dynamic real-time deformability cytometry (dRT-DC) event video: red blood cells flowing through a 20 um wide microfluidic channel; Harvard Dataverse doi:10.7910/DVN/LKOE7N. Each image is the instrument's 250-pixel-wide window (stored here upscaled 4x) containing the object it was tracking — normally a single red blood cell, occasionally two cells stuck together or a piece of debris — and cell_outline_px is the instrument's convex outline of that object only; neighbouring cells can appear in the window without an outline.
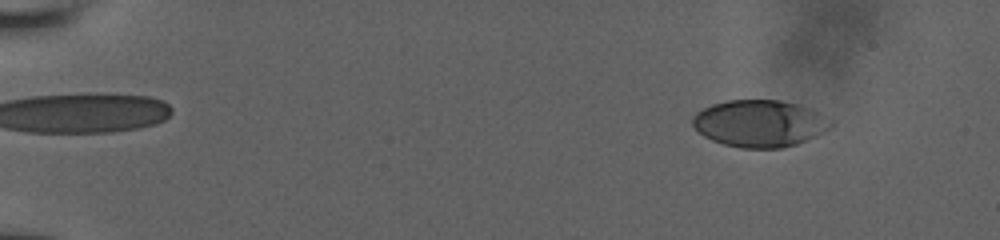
{"species": "human", "species_latin": "Homo sapiens", "temperature_condition": "room temperature", "stored_images_in_passage": 56, "camera_frame_rate_fps": 3000, "um_per_image_px": 0.085, "donor": {"sex": "male"}, "frame": {"image": 1, "passage_image": 7, "time_ms": 2.0, "image_size_px": [1000, 240], "cell_outline_px": [[832, 128], [816, 136], [796, 144], [780, 148], [740, 148], [724, 144], [712, 140], [704, 136], [692, 124], [692, 116], [696, 112], [712, 104], [728, 100], [780, 100], [796, 104], [816, 112], [832, 120]], "centroid_in_image_um": [64.56, 10.5], "position_along_channel_um": 20.4, "area_um2": 37.63}}
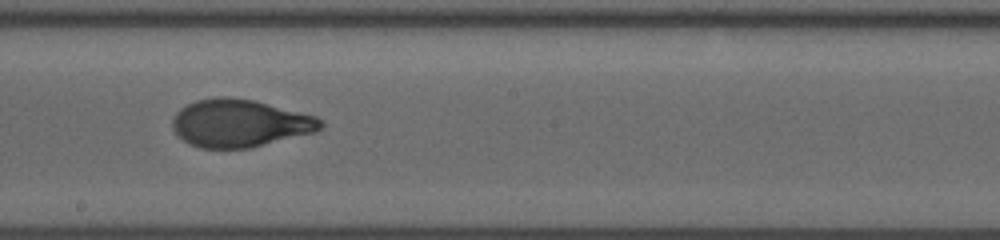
{"frame": {"image": 2, "passage_image": 34, "time_ms": 11.0, "image_size_px": [1000, 240], "cell_outline_px": [[324, 124], [316, 132], [252, 148], [200, 148], [188, 144], [172, 128], [172, 120], [176, 112], [180, 108], [196, 100], [220, 96], [228, 96], [256, 100], [316, 116], [324, 120]], "centroid_in_image_um": [20.41, 10.47], "position_along_channel_um": 227.8, "area_um2": 41.56}}
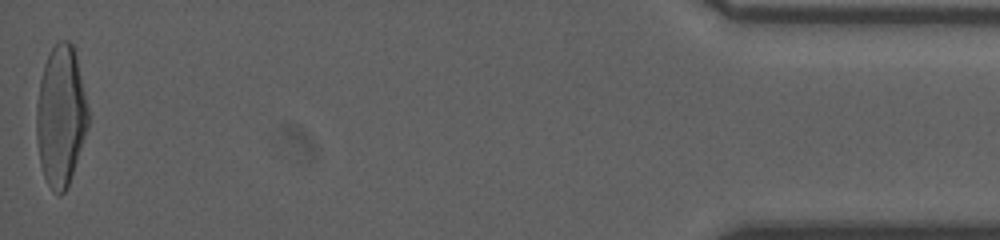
{"frame": {"image": 3, "passage_image": 56, "time_ms": 18.333, "image_size_px": [1000, 240], "cell_outline_px": [[88, 128], [68, 184], [64, 192], [60, 196], [52, 192], [44, 176], [40, 164], [36, 140], [36, 104], [40, 80], [44, 64], [52, 48], [60, 40], [68, 40], [72, 44], [76, 56], [88, 108]], "centroid_in_image_um": [5.15, 9.88], "position_along_channel_um": 430.1, "area_um2": 42.14}, "authors_computed_cell_mechanics": {"area_um2": 40.2577, "velocity_mm_per_s": 3.8893, "shape_relaxation_time_tau1_ms": 6.9515, "shape_relaxation_time_tau2_ms": 0.6799, "deformation_change_tau1": 0.2757, "deformation_change_tau2": 0.0663}}